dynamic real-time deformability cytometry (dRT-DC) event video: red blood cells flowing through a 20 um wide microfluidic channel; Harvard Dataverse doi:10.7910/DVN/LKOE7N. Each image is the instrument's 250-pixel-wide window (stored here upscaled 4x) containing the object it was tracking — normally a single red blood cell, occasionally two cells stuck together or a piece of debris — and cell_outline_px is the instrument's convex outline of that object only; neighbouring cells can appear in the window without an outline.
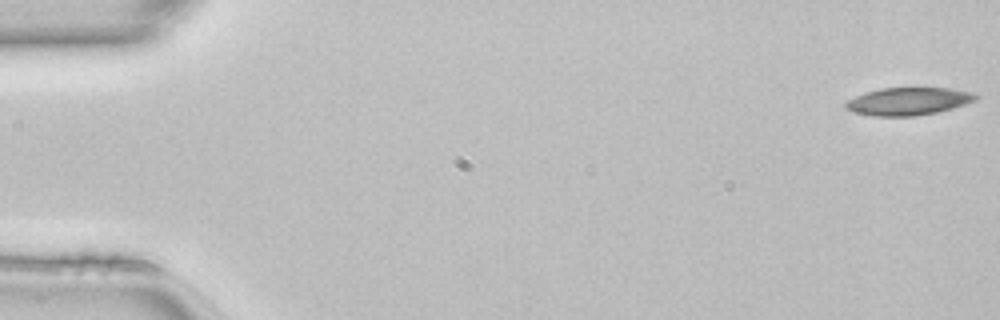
{"species": "common noctule bat (a hibernating species)", "species_latin": "Nyctalus noctula", "temperature_condition": "room temperature", "stored_images_in_passage": 49, "camera_frame_rate_fps": 3000, "um_per_image_px": 0.085, "animal": {"sex": "female", "body_mass_g": 22.7, "forearm_length_mm": 54.2}, "frame": {"image": 1, "passage_image": 1, "time_ms": 0.0, "image_size_px": [1000, 320], "cell_outline_px": [[980, 96], [976, 100], [952, 108], [936, 112], [916, 116], [876, 116], [856, 112], [844, 108], [844, 104], [848, 100], [864, 92], [880, 88], [948, 88], [972, 92]], "centroid_in_image_um": [77.21, 8.6], "position_along_channel_um": 7.8, "area_um2": 20.87}}
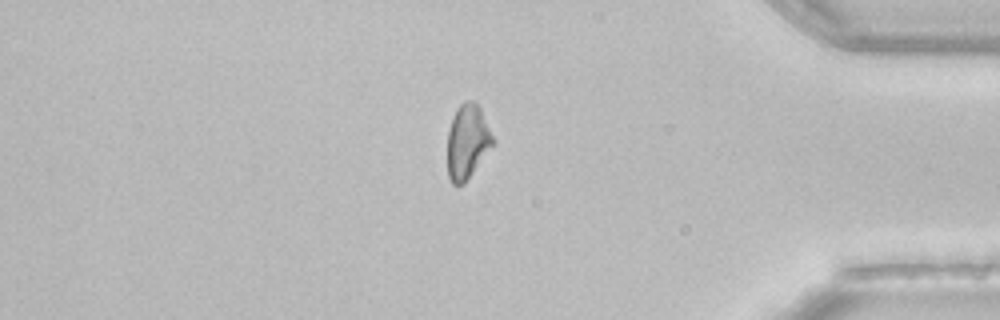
{"frame": {"image": 2, "passage_image": 42, "time_ms": 13.667, "image_size_px": [1000, 320], "cell_outline_px": [[496, 144], [464, 184], [452, 184], [448, 176], [448, 132], [452, 116], [456, 108], [464, 100], [472, 100], [480, 108], [496, 140]], "centroid_in_image_um": [39.76, 12.04], "position_along_channel_um": 395.4, "area_um2": 20.11}}
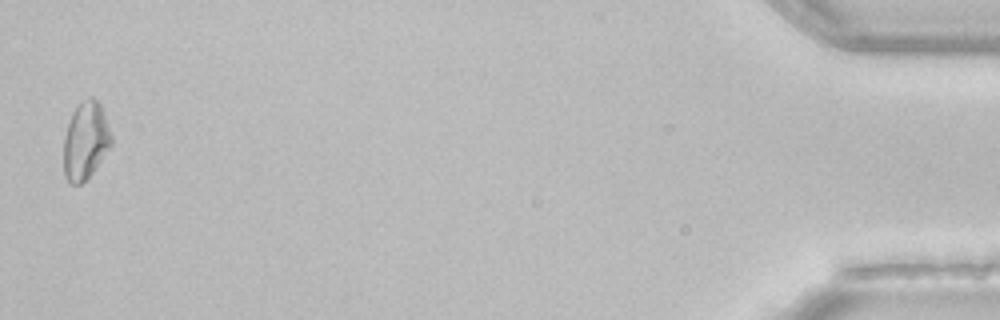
{"frame": {"image": 3, "passage_image": 49, "time_ms": 16.0, "image_size_px": [1000, 320], "cell_outline_px": [[112, 144], [92, 172], [80, 184], [68, 184], [64, 176], [64, 136], [72, 112], [84, 100], [96, 100], [100, 104], [112, 136]], "centroid_in_image_um": [7.25, 12.01], "position_along_channel_um": 427.9, "area_um2": 21.04}, "authors_computed_cell_mechanics": {"area_um2": 21.0392, "velocity_mm_per_s": 4.1477, "shape_relaxation_time_tau1_ms": 10.967, "shape_relaxation_time_tau2_ms": null, "deformation_change_tau1": 0.1636, "deformation_change_tau2": null}}